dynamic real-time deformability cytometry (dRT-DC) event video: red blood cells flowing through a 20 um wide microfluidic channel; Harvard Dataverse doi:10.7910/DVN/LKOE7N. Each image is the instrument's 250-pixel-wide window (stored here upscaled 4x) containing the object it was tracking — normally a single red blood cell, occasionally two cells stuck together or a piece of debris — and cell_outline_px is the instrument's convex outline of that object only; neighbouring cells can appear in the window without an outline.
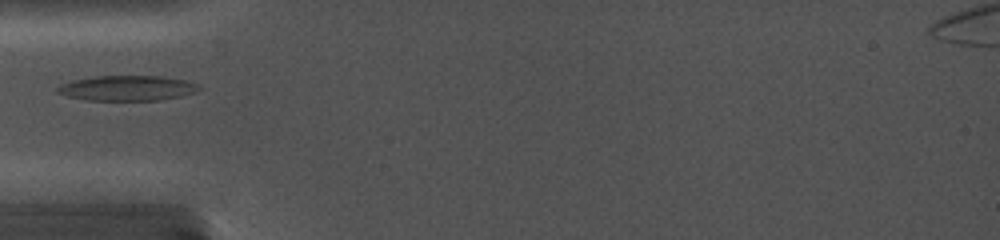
{"species": "common noctule bat (a hibernating species)", "species_latin": "Nyctalus noctula", "temperature_condition": "cold", "stored_images_in_passage": 45, "segment_of_instrument_passage": [1, 2], "camera_frame_rate_fps": 5000, "um_per_image_px": 0.085, "animal": {"sex": "female", "body_mass_g": 19.0, "forearm_length_mm": 56.7}, "frame": {"image": 1, "passage_image": 1, "time_ms": 0.0, "image_size_px": [1000, 240], "cell_outline_px": [[200, 88], [192, 92], [180, 96], [160, 100], [88, 100], [68, 96], [56, 92], [56, 88], [64, 84], [76, 80], [96, 76], [156, 76], [184, 80]], "centroid_in_image_um": [10.76, 7.5], "position_along_channel_um": 74.2, "area_um2": 20.06}}
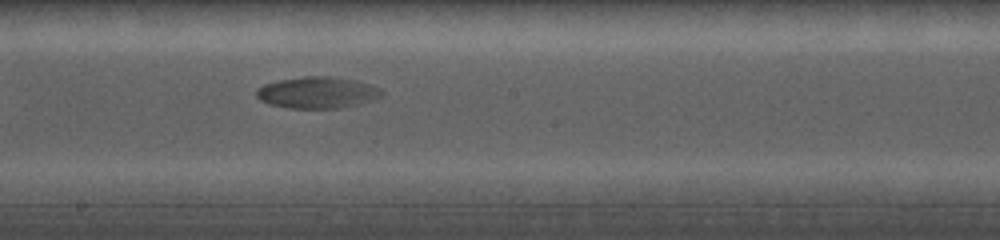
{"frame": {"image": 2, "passage_image": 23, "time_ms": 4.4, "image_size_px": [1000, 240], "cell_outline_px": [[380, 96], [340, 108], [288, 108], [272, 104], [260, 100], [256, 96], [256, 92], [264, 84], [280, 80], [304, 76], [332, 76], [352, 80], [376, 88], [380, 92]], "centroid_in_image_um": [26.85, 7.86], "position_along_channel_um": 221.3, "area_um2": 22.08}}
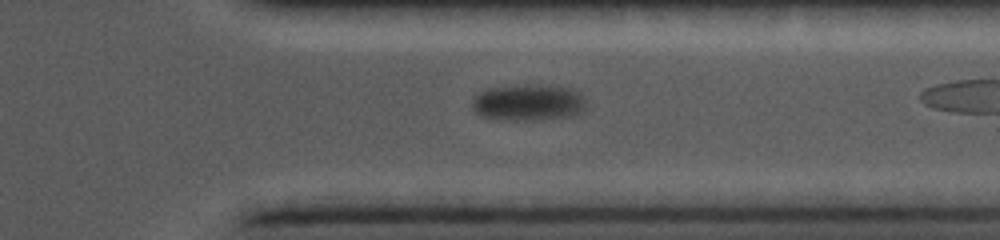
{"frame": {"image": 3, "passage_image": 39, "time_ms": 7.6, "image_size_px": [1000, 240], "cell_outline_px": [[580, 108], [572, 116], [544, 120], [504, 120], [480, 116], [472, 108], [472, 104], [476, 96], [484, 92], [496, 88], [560, 88], [576, 96], [580, 104]], "centroid_in_image_um": [44.71, 8.83], "position_along_channel_um": 366.7, "area_um2": 21.62}}